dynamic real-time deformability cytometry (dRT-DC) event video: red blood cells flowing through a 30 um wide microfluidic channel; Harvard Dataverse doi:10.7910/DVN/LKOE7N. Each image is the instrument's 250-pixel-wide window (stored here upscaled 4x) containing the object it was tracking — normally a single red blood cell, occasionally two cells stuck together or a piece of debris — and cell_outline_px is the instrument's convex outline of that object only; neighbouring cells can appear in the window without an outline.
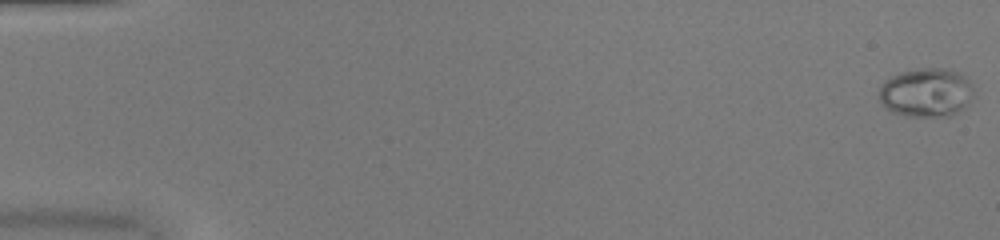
{"species": "common noctule bat (a hibernating species)", "species_latin": "Nyctalus noctula", "temperature_condition": "warm", "stored_images_in_passage": 52, "camera_frame_rate_fps": 3000, "um_per_image_px": 0.085, "animal": {"sex": "female", "body_mass_g": 20.0, "forearm_length_mm": 54.0}, "frame": {"image": 1, "passage_image": 1, "time_ms": 0.0, "image_size_px": [1000, 240], "cell_outline_px": [[972, 96], [956, 112], [948, 116], [908, 116], [892, 112], [884, 108], [880, 100], [880, 88], [884, 80], [900, 72], [924, 68], [944, 68], [960, 72], [972, 84]], "centroid_in_image_um": [78.69, 7.85], "position_along_channel_um": 6.3, "area_um2": 26.65}}
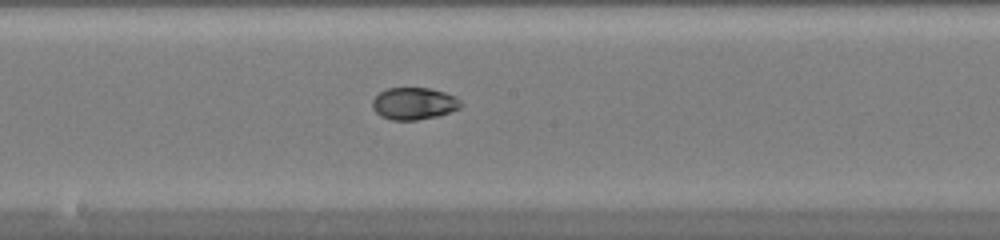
{"frame": {"image": 2, "passage_image": 29, "time_ms": 9.333, "image_size_px": [1000, 240], "cell_outline_px": [[464, 104], [460, 108], [440, 116], [416, 120], [392, 120], [380, 116], [372, 108], [372, 100], [380, 92], [388, 88], [432, 88], [456, 96]], "centroid_in_image_um": [35.21, 8.8], "position_along_channel_um": 213.0, "area_um2": 16.76}}
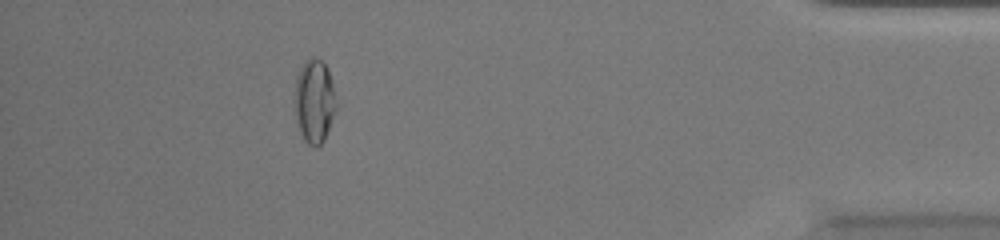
{"frame": {"image": 3, "passage_image": 47, "time_ms": 15.333, "image_size_px": [1000, 240], "cell_outline_px": [[336, 108], [324, 140], [316, 148], [308, 144], [304, 140], [300, 132], [296, 120], [296, 76], [300, 68], [312, 56], [316, 56], [328, 68], [332, 84], [336, 104]], "centroid_in_image_um": [26.72, 8.61], "position_along_channel_um": 408.5, "area_um2": 19.83}, "authors_computed_cell_mechanics": {"area_um2": 18.207, "velocity_mm_per_s": 4.0702, "shape_relaxation_time_tau1_ms": null, "shape_relaxation_time_tau2_ms": 2.0683, "deformation_change_tau1": null, "deformation_change_tau2": 0.0355}}